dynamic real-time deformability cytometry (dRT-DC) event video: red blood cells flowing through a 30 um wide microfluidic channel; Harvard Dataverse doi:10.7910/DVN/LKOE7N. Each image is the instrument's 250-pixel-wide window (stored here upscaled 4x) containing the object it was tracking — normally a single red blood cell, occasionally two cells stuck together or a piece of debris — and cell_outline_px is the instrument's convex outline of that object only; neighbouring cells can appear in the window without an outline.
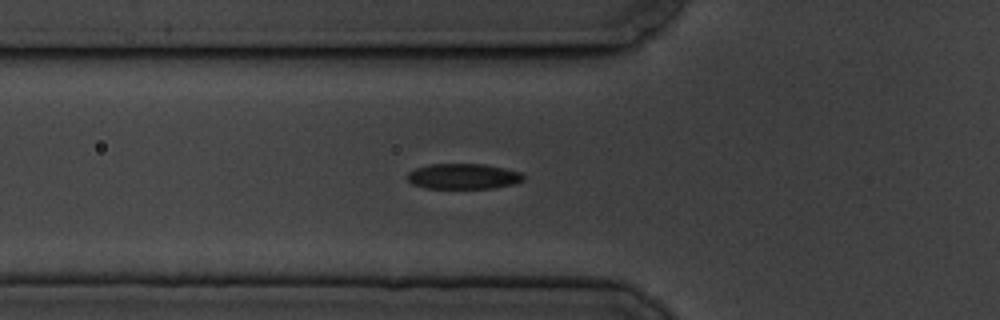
{"species": "common noctule bat (a hibernating species)", "species_latin": "Nyctalus noctula", "temperature_condition": "cold", "stored_images_in_passage": 34, "camera_frame_rate_fps": 3000, "um_per_image_px": 0.085, "animal": {"sex": "male", "body_mass_g": 19.5, "forearm_length_mm": 54.6}, "frame": {"image": 1, "passage_image": 5, "time_ms": 1.333, "image_size_px": [1000, 320], "cell_outline_px": [[524, 180], [512, 184], [492, 188], [424, 188], [412, 184], [408, 180], [408, 172], [416, 168], [428, 164], [484, 164], [504, 168], [520, 172], [524, 176]], "centroid_in_image_um": [39.36, 14.99], "position_along_channel_um": 86.4, "area_um2": 17.17}}
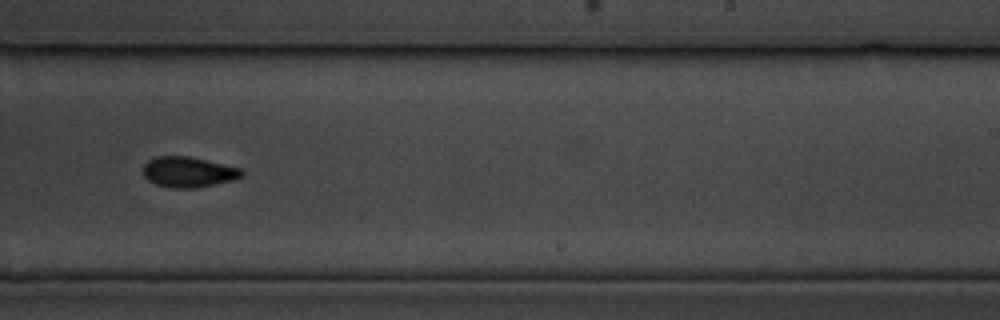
{"frame": {"image": 2, "passage_image": 21, "time_ms": 6.667, "image_size_px": [1000, 320], "cell_outline_px": [[244, 172], [236, 180], [196, 188], [168, 188], [156, 184], [148, 180], [144, 176], [144, 164], [148, 160], [156, 156], [188, 156], [240, 168]], "centroid_in_image_um": [16.0, 14.63], "position_along_channel_um": 273.0, "area_um2": 17.51}}
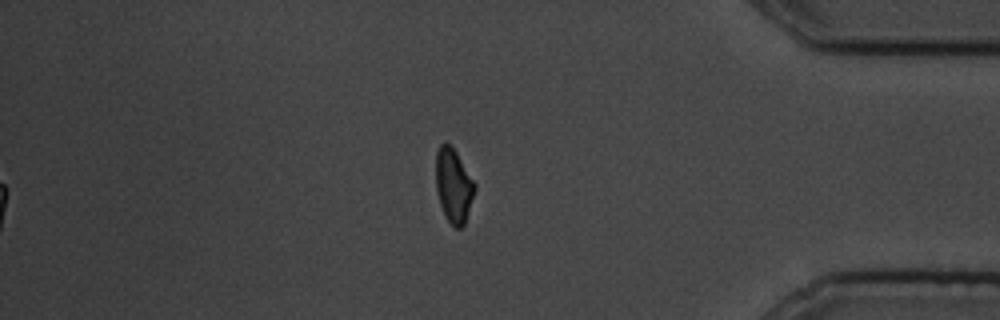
{"frame": {"image": 3, "passage_image": 34, "time_ms": 11.0, "image_size_px": [1000, 320], "cell_outline_px": [[476, 188], [464, 224], [460, 228], [456, 228], [448, 220], [440, 204], [436, 188], [436, 152], [440, 144], [448, 144], [456, 152], [476, 184]], "centroid_in_image_um": [38.55, 15.76], "position_along_channel_um": 396.6, "area_um2": 16.42}, "authors_computed_cell_mechanics": {"area_um2": 17.4845, "velocity_mm_per_s": 3.4904, "shape_relaxation_time_tau1_ms": 3.1954, "shape_relaxation_time_tau2_ms": 2.0622, "deformation_change_tau1": 0.1211, "deformation_change_tau2": 0.0558}}